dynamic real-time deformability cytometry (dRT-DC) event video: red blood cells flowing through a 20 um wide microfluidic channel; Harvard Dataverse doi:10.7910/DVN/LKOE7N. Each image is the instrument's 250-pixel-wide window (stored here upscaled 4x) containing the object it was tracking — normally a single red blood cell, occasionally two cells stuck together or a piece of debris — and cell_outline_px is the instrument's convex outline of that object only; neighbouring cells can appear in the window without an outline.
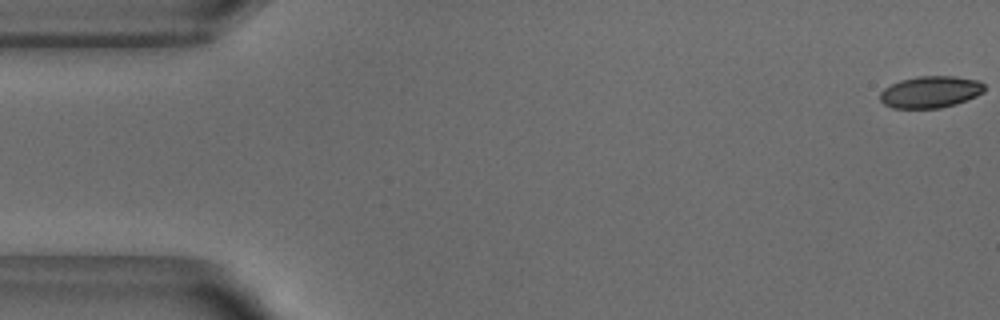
{"species": "common noctule bat (a hibernating species)", "species_latin": "Nyctalus noctula", "temperature_condition": "warm", "stored_images_in_passage": 52, "camera_frame_rate_fps": 3000, "um_per_image_px": 0.085, "animal": {"sex": "male", "body_mass_g": 18.8}, "frame": {"image": 1, "passage_image": 1, "time_ms": 0.0, "image_size_px": [1000, 320], "cell_outline_px": [[984, 92], [976, 96], [956, 104], [940, 108], [892, 108], [884, 104], [880, 100], [880, 92], [884, 88], [900, 80], [916, 76], [952, 76], [980, 80], [984, 84]], "centroid_in_image_um": [79.09, 7.81], "position_along_channel_um": 5.9, "area_um2": 19.42}}
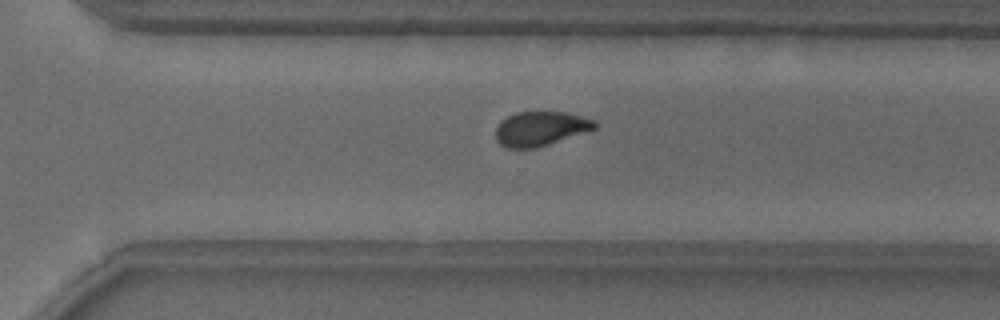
{"frame": {"image": 2, "passage_image": 36, "time_ms": 11.667, "image_size_px": [1000, 320], "cell_outline_px": [[596, 128], [536, 148], [508, 148], [500, 144], [496, 140], [496, 128], [500, 120], [516, 112], [564, 112], [596, 120]], "centroid_in_image_um": [45.9, 10.93], "position_along_channel_um": 324.7, "area_um2": 19.65}}
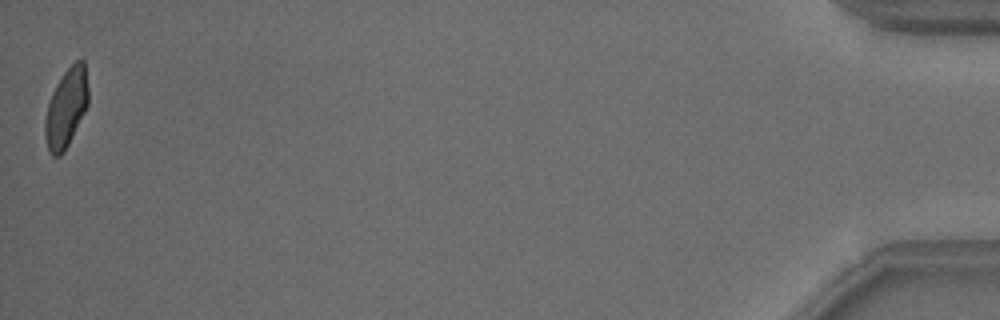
{"frame": {"image": 3, "passage_image": 52, "time_ms": 17.0, "image_size_px": [1000, 320], "cell_outline_px": [[88, 104], [64, 152], [60, 156], [52, 156], [48, 148], [44, 136], [44, 120], [48, 104], [52, 92], [56, 84], [64, 72], [76, 60], [84, 60], [88, 88]], "centroid_in_image_um": [5.61, 9.17], "position_along_channel_um": 429.6, "area_um2": 19.71}, "authors_computed_cell_mechanics": {"area_um2": 20.6635, "velocity_mm_per_s": 3.8522, "shape_relaxation_time_tau1_ms": 4.2592, "shape_relaxation_time_tau2_ms": 1.2631, "deformation_change_tau1": 0.1469, "deformation_change_tau2": 0.0544}}